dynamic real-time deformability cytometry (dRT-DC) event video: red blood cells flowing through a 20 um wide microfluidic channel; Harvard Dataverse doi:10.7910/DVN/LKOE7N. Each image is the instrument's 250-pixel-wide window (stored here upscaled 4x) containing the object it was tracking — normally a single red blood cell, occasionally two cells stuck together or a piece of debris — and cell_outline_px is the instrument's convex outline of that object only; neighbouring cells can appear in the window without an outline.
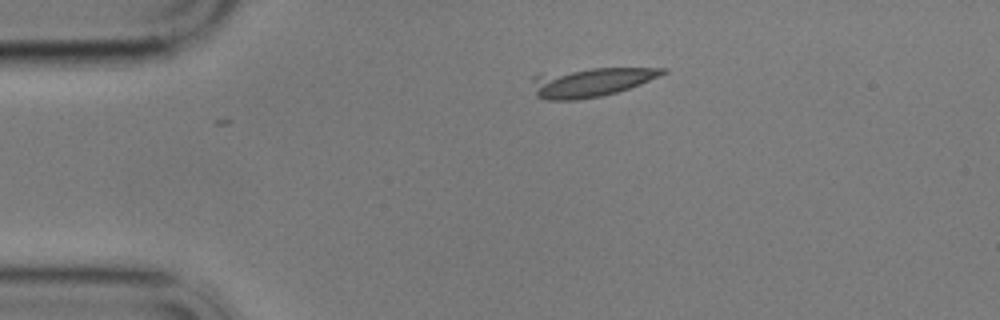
{"species": "common noctule bat (a hibernating species)", "species_latin": "Nyctalus noctula", "temperature_condition": "cold", "stored_images_in_passage": 2, "camera_frame_rate_fps": 3000, "um_per_image_px": 0.085, "animal": {"sex": "male", "body_mass_g": 17.9}, "frame": {"image": 1, "passage_image": 2, "time_ms": 0.333, "image_size_px": [1000, 320], "cell_outline_px": [[668, 72], [660, 76], [640, 84], [616, 92], [600, 96], [576, 100], [548, 100], [536, 96], [532, 80], [532, 76], [540, 72], [592, 68], [668, 68]], "centroid_in_image_um": [50.16, 6.96], "position_along_channel_um": 34.8, "area_um2": 22.31}}